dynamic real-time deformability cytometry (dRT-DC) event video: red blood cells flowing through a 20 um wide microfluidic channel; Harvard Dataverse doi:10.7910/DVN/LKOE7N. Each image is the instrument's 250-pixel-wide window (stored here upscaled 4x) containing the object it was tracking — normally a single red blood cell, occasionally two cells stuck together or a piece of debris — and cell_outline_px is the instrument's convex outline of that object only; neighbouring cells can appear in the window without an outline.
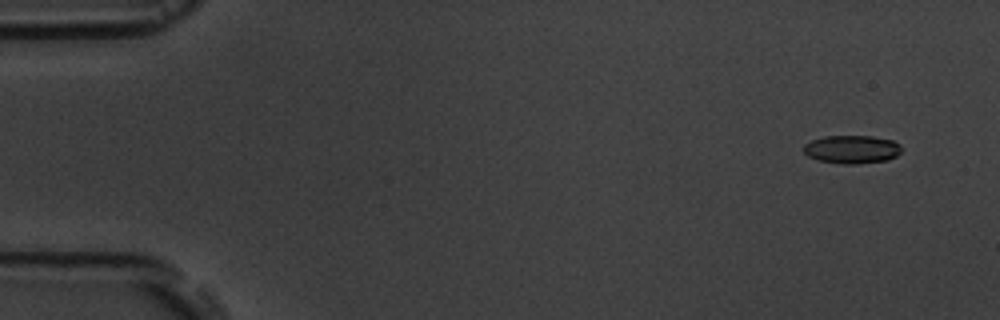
{"species": "common noctule bat (a hibernating species)", "species_latin": "Nyctalus noctula", "temperature_condition": "room temperature", "stored_images_in_passage": 4, "camera_frame_rate_fps": 3000, "um_per_image_px": 0.085, "animal": {"sex": "male", "body_mass_g": 19.5, "forearm_length_mm": 54.6}, "frame": {"image": 1, "passage_image": 1, "time_ms": 0.0, "image_size_px": [1000, 320], "cell_outline_px": [[900, 152], [896, 156], [888, 160], [856, 164], [840, 164], [820, 160], [808, 156], [804, 152], [804, 144], [812, 140], [824, 136], [872, 136], [892, 140], [900, 144]], "centroid_in_image_um": [72.41, 12.69], "position_along_channel_um": 12.6, "area_um2": 16.07}}
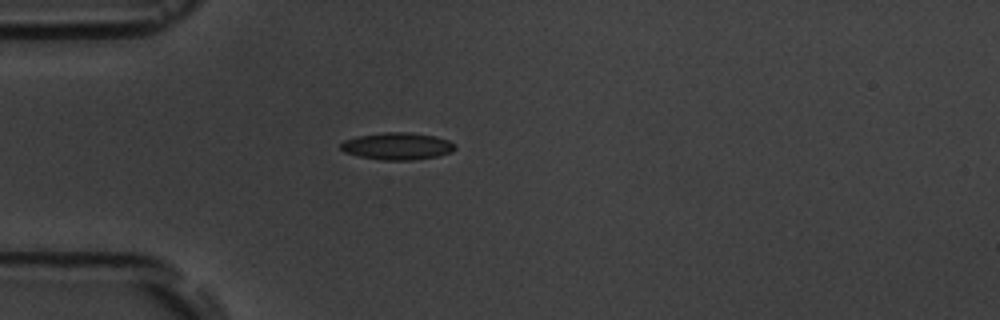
{"frame": {"image": 2, "passage_image": 4, "time_ms": 4.0, "image_size_px": [1000, 320], "cell_outline_px": [[456, 148], [452, 152], [440, 156], [412, 160], [384, 160], [360, 156], [344, 152], [340, 148], [340, 144], [344, 140], [356, 136], [384, 132], [408, 132], [432, 136], [448, 140], [456, 144]], "centroid_in_image_um": [33.78, 12.42], "position_along_channel_um": 51.2, "area_um2": 18.09}}